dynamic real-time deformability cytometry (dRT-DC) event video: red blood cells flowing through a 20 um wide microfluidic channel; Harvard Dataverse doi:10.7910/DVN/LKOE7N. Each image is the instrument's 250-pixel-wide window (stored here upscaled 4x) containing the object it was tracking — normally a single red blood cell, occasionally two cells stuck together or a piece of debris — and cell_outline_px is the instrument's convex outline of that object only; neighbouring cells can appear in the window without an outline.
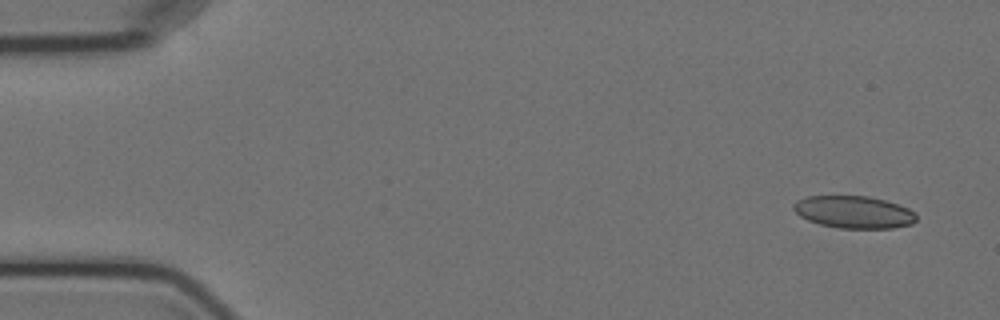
{"species": "Egyptian fruit bat (a non-hibernating species)", "species_latin": "Rousettus aegyptiacus", "temperature_condition": "cold", "stored_images_in_passage": 5, "camera_frame_rate_fps": 3000, "um_per_image_px": 0.085, "animal": {"sex": "female"}, "frame": {"image": 1, "passage_image": 1, "time_ms": 0.0, "image_size_px": [1000, 320], "cell_outline_px": [[916, 220], [912, 224], [892, 228], [840, 228], [820, 224], [808, 220], [800, 216], [792, 208], [792, 204], [796, 200], [808, 196], [868, 196], [884, 200], [908, 208], [916, 212]], "centroid_in_image_um": [72.56, 18.02], "position_along_channel_um": 12.4, "area_um2": 23.12}}
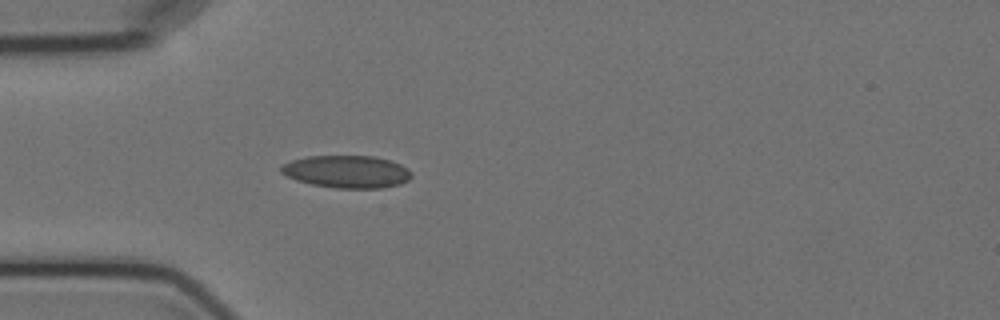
{"frame": {"image": 2, "passage_image": 5, "time_ms": 4.333, "image_size_px": [1000, 320], "cell_outline_px": [[412, 176], [408, 180], [400, 184], [380, 188], [336, 188], [312, 184], [296, 180], [280, 172], [280, 168], [284, 164], [292, 160], [308, 156], [372, 156], [388, 160], [400, 164], [408, 168], [412, 172]], "centroid_in_image_um": [29.5, 14.59], "position_along_channel_um": 55.5, "area_um2": 24.57}}